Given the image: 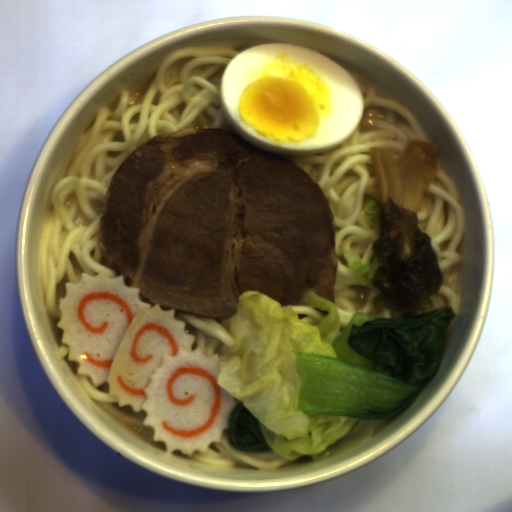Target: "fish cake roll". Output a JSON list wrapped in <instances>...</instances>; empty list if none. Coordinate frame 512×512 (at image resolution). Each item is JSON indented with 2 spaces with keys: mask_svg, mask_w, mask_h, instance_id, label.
<instances>
[{
  "mask_svg": "<svg viewBox=\"0 0 512 512\" xmlns=\"http://www.w3.org/2000/svg\"><path fill=\"white\" fill-rule=\"evenodd\" d=\"M64 286L54 325L76 373L99 388L107 383L119 408L142 410L141 423L167 457L207 453L222 441L237 404L217 382L220 353L193 350L196 338L175 309L140 300L138 287H126L122 274L83 272Z\"/></svg>",
  "mask_w": 512,
  "mask_h": 512,
  "instance_id": "obj_1",
  "label": "fish cake roll"
}]
</instances>
